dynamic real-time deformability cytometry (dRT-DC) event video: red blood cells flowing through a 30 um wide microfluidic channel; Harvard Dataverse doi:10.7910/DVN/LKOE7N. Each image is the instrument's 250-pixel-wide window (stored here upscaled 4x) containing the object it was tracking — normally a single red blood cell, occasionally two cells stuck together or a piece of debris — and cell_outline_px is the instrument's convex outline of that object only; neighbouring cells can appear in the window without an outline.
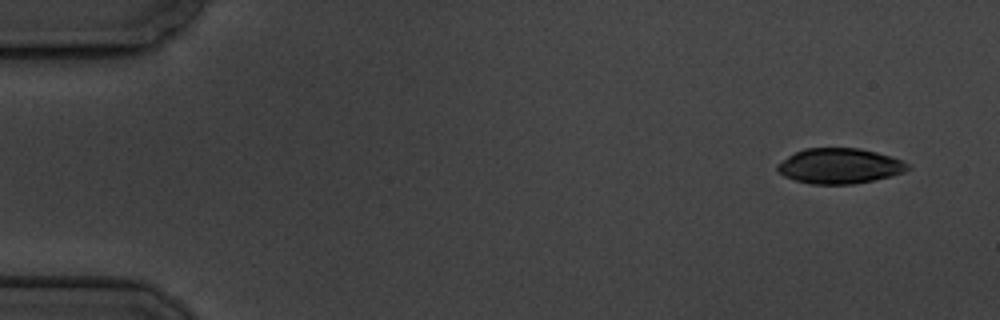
{"species": "common noctule bat (a hibernating species)", "species_latin": "Nyctalus noctula", "temperature_condition": "cold", "stored_images_in_passage": 5, "camera_frame_rate_fps": 3000, "um_per_image_px": 0.085, "animal": {"sex": "male", "body_mass_g": 19.5, "forearm_length_mm": 54.6}, "frame": {"image": 1, "passage_image": 1, "time_ms": 0.0, "image_size_px": [1000, 320], "cell_outline_px": [[912, 168], [904, 172], [892, 176], [852, 184], [812, 184], [796, 180], [784, 176], [776, 168], [776, 164], [788, 156], [804, 148], [860, 148], [892, 156], [908, 164]], "centroid_in_image_um": [71.37, 14.1], "position_along_channel_um": 13.6, "area_um2": 26.76}}
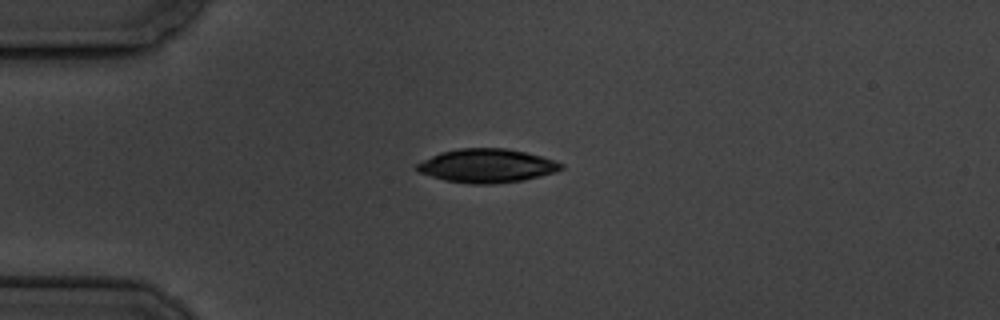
{"frame": {"image": 2, "passage_image": 4, "time_ms": 3.667, "image_size_px": [1000, 320], "cell_outline_px": [[564, 168], [556, 172], [524, 180], [492, 184], [468, 184], [444, 180], [420, 172], [416, 168], [416, 164], [440, 152], [460, 148], [504, 148], [524, 152], [540, 156], [564, 164]], "centroid_in_image_um": [41.39, 14.09], "position_along_channel_um": 43.6, "area_um2": 28.15}}